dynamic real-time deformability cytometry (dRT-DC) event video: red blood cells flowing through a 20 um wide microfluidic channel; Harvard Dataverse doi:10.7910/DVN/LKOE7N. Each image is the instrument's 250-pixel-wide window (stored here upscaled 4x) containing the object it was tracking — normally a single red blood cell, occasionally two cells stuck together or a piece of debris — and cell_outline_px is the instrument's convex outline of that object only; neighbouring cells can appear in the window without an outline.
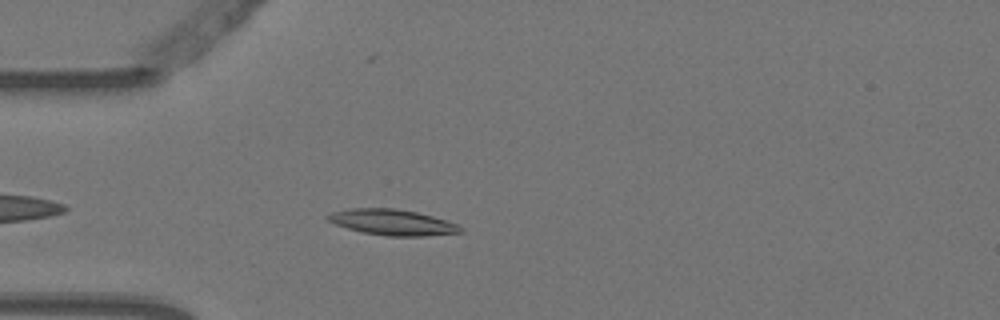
{"species": "Egyptian fruit bat (a non-hibernating species)", "species_latin": "Rousettus aegyptiacus", "temperature_condition": "warm", "stored_images_in_passage": 4, "camera_frame_rate_fps": 3000, "um_per_image_px": 0.085, "animal": {"sex": "female"}, "frame": {"image": 1, "passage_image": 4, "time_ms": 1.0, "image_size_px": [1000, 320], "cell_outline_px": [[464, 232], [424, 236], [388, 236], [364, 232], [348, 228], [336, 224], [328, 220], [324, 216], [332, 212], [348, 208], [396, 208], [416, 212], [448, 220], [464, 228]], "centroid_in_image_um": [33.38, 18.89], "position_along_channel_um": 51.6, "area_um2": 19.94}}